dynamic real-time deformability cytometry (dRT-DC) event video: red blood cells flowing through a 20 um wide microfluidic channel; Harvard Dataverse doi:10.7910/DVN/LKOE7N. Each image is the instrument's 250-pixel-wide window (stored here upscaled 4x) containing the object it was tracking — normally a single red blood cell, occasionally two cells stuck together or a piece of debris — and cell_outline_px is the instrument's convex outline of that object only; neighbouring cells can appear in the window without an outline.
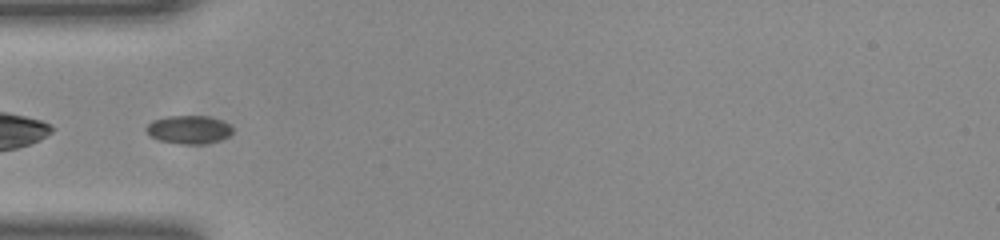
{"species": "common noctule bat (a hibernating species)", "species_latin": "Nyctalus noctula", "temperature_condition": "room temperature", "stored_images_in_passage": 37, "camera_frame_rate_fps": 3000, "um_per_image_px": 0.085, "animal": {"sex": "female", "body_mass_g": 23.0, "forearm_length_mm": 53.4}, "frame": {"image": 1, "passage_image": 1, "time_ms": 0.0, "image_size_px": [1000, 240], "cell_outline_px": [[232, 132], [228, 136], [220, 140], [200, 144], [180, 144], [160, 140], [152, 136], [144, 128], [152, 120], [168, 116], [208, 116], [220, 120], [228, 124], [232, 128]], "centroid_in_image_um": [16.04, 11.01], "position_along_channel_um": 69.0, "area_um2": 14.05}}
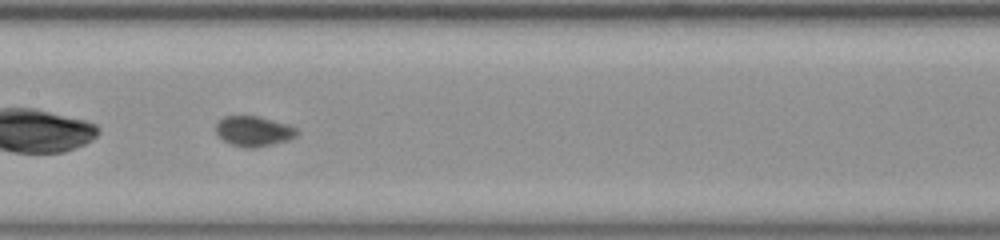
{"frame": {"image": 2, "passage_image": 10, "time_ms": 3.0, "image_size_px": [1000, 240], "cell_outline_px": [[300, 132], [296, 136], [288, 140], [272, 144], [252, 148], [244, 148], [232, 144], [224, 140], [216, 132], [216, 124], [224, 116], [256, 116], [288, 124], [296, 128]], "centroid_in_image_um": [21.58, 11.15], "position_along_channel_um": 185.8, "area_um2": 14.1}}
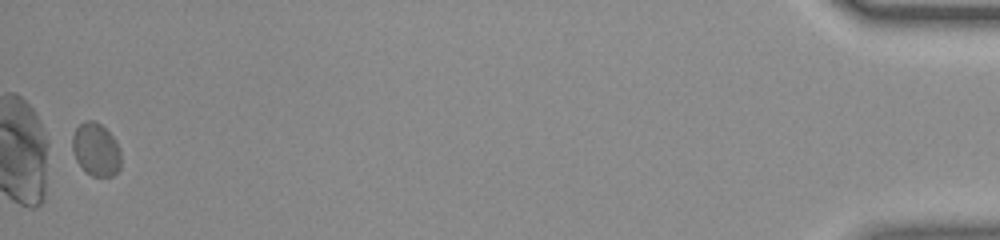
{"frame": {"image": 3, "passage_image": 36, "time_ms": 11.667, "image_size_px": [1000, 240], "cell_outline_px": [[120, 168], [112, 176], [92, 176], [76, 160], [72, 152], [72, 136], [76, 128], [84, 120], [92, 120], [100, 124], [116, 140], [120, 148]], "centroid_in_image_um": [8.15, 12.69], "position_along_channel_um": 427.0, "area_um2": 14.91}, "authors_computed_cell_mechanics": {"area_um2": 14.2766, "velocity_mm_per_s": 3.889, "shape_relaxation_time_tau1_ms": 5.673, "shape_relaxation_time_tau2_ms": null, "deformation_change_tau1": 0.0656, "deformation_change_tau2": null}}